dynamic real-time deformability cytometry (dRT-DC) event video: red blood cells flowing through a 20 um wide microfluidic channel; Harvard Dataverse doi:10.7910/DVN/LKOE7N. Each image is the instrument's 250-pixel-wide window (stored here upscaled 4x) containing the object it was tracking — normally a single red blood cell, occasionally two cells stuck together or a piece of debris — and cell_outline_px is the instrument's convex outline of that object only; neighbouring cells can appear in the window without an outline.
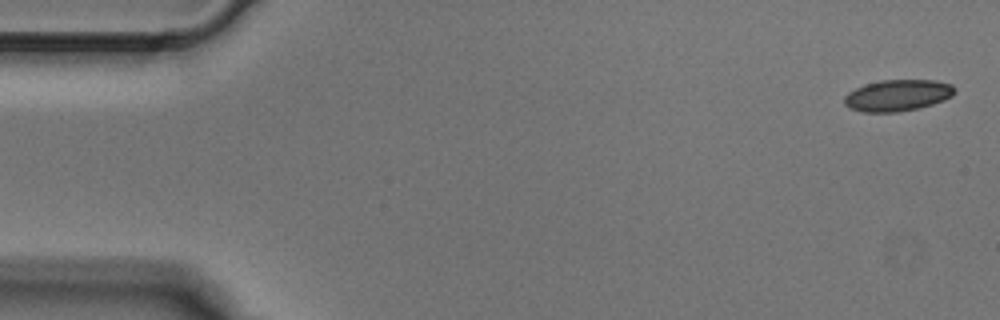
{"species": "Egyptian fruit bat (a non-hibernating species)", "species_latin": "Rousettus aegyptiacus", "temperature_condition": "cold", "stored_images_in_passage": 3, "camera_frame_rate_fps": 3000, "um_per_image_px": 0.085, "animal": {"sex": "male"}, "frame": {"image": 1, "passage_image": 1, "time_ms": 0.0, "image_size_px": [1000, 320], "cell_outline_px": [[956, 92], [952, 96], [944, 100], [932, 104], [900, 112], [860, 112], [848, 108], [844, 104], [844, 96], [848, 92], [864, 84], [880, 80], [936, 80], [952, 84], [956, 88]], "centroid_in_image_um": [76.29, 8.1], "position_along_channel_um": 8.7, "area_um2": 20.46}}
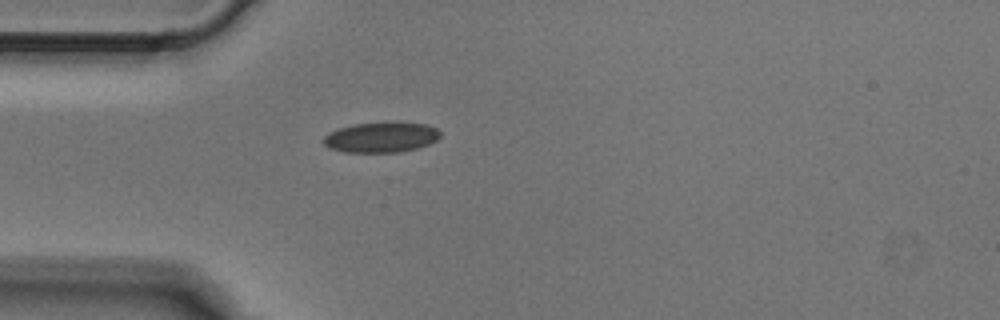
{"frame": {"image": 2, "passage_image": 3, "time_ms": 0.667, "image_size_px": [1000, 320], "cell_outline_px": [[440, 136], [436, 140], [428, 144], [416, 148], [400, 152], [344, 152], [328, 148], [320, 140], [328, 132], [352, 124], [424, 124], [436, 128], [440, 132]], "centroid_in_image_um": [32.32, 11.7], "position_along_channel_um": 52.7, "area_um2": 20.11}}